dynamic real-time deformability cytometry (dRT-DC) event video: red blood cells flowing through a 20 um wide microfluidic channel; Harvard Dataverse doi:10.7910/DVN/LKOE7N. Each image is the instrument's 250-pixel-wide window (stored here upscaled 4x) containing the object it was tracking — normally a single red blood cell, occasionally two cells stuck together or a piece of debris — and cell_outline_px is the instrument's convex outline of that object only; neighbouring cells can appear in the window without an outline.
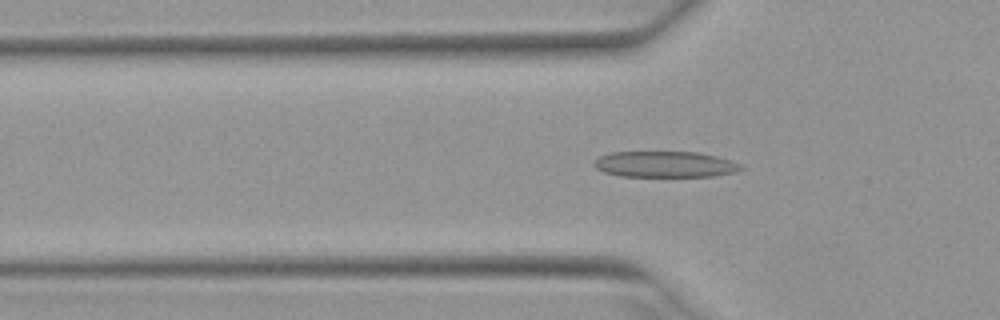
{"species": "Egyptian fruit bat (a non-hibernating species)", "species_latin": "Rousettus aegyptiacus", "temperature_condition": "warm", "stored_images_in_passage": 51, "camera_frame_rate_fps": 3000, "um_per_image_px": 0.085, "animal": {"sex": "female"}, "frame": {"image": 1, "passage_image": 16, "time_ms": 5.0, "image_size_px": [1000, 320], "cell_outline_px": [[744, 168], [732, 172], [712, 176], [620, 176], [604, 172], [596, 168], [592, 164], [600, 156], [608, 152], [700, 152], [716, 156], [740, 164]], "centroid_in_image_um": [56.47, 13.96], "position_along_channel_um": 69.3, "area_um2": 22.08}}
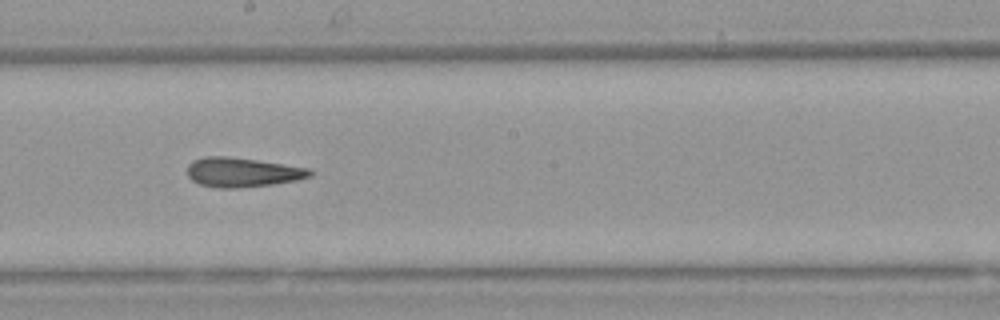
{"frame": {"image": 2, "passage_image": 28, "time_ms": 9.0, "image_size_px": [1000, 320], "cell_outline_px": [[312, 176], [296, 180], [272, 184], [236, 188], [216, 188], [200, 184], [192, 180], [188, 176], [188, 164], [192, 160], [204, 156], [224, 156], [256, 160], [284, 164], [308, 168], [312, 172]], "centroid_in_image_um": [20.57, 14.64], "position_along_channel_um": 227.6, "area_um2": 20.92}}
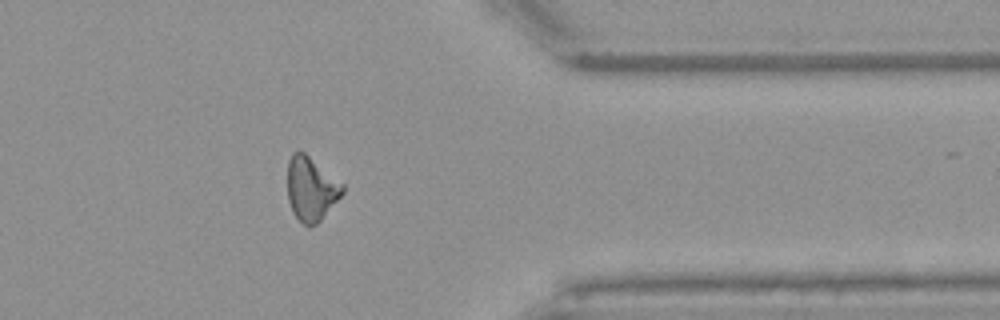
{"frame": {"image": 3, "passage_image": 41, "time_ms": 13.333, "image_size_px": [1000, 320], "cell_outline_px": [[344, 192], [320, 220], [316, 224], [308, 228], [292, 212], [288, 200], [288, 160], [292, 152], [304, 152], [344, 184]], "centroid_in_image_um": [26.44, 16.05], "position_along_channel_um": 385.0, "area_um2": 20.35}, "authors_computed_cell_mechanics": {"area_um2": 20.9236, "velocity_mm_per_s": 3.9498, "shape_relaxation_time_tau1_ms": null, "shape_relaxation_time_tau2_ms": 3.3569, "deformation_change_tau1": null, "deformation_change_tau2": 0.1359}}